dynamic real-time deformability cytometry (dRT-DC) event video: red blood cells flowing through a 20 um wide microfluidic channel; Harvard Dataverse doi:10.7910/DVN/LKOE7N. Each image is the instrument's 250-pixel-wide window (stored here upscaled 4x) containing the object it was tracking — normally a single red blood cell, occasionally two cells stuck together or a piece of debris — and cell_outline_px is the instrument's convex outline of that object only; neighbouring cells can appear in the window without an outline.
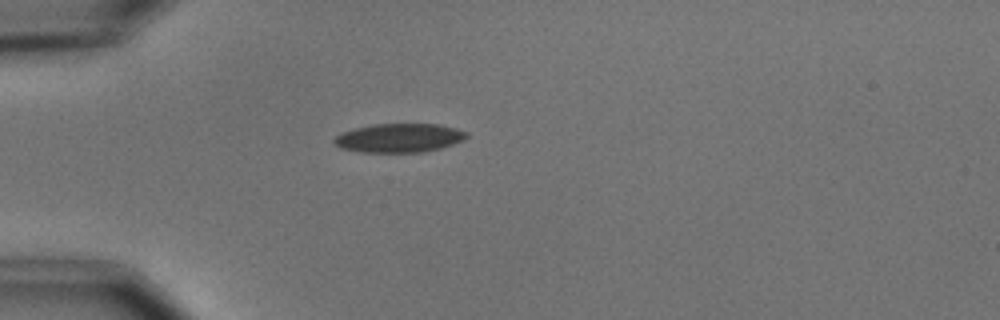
{"species": "common noctule bat (a hibernating species)", "species_latin": "Nyctalus noctula", "temperature_condition": "cold", "stored_images_in_passage": 1, "camera_frame_rate_fps": 3000, "um_per_image_px": 0.085, "animal": {"sex": "male", "body_mass_g": 15.6}, "frame": {"image": 1, "passage_image": 1, "time_ms": 0.0, "image_size_px": [1000, 320], "cell_outline_px": [[468, 136], [464, 140], [440, 148], [424, 152], [360, 152], [340, 148], [332, 144], [332, 140], [336, 136], [352, 128], [372, 124], [440, 124], [456, 128], [468, 132]], "centroid_in_image_um": [33.91, 11.72], "position_along_channel_um": 51.1, "area_um2": 22.48}}